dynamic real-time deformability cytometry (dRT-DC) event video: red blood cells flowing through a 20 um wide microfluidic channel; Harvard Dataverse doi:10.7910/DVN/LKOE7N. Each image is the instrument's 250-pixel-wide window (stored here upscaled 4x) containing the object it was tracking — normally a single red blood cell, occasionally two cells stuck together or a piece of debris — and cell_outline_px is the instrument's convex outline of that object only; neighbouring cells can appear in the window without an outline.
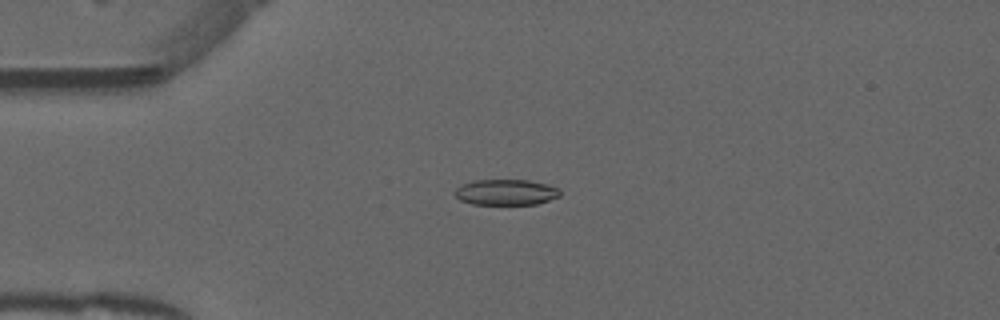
{"species": "common noctule bat (a hibernating species)", "species_latin": "Nyctalus noctula", "temperature_condition": "warm", "stored_images_in_passage": 52, "camera_frame_rate_fps": 3000, "um_per_image_px": 0.085, "animal": {"sex": "male", "forearm_length_mm": 52.5}, "frame": {"image": 1, "passage_image": 13, "time_ms": 4.0, "image_size_px": [1000, 320], "cell_outline_px": [[560, 196], [536, 204], [472, 204], [460, 200], [452, 192], [460, 184], [472, 180], [528, 180], [560, 188]], "centroid_in_image_um": [42.95, 16.33], "position_along_channel_um": 42.0, "area_um2": 15.84}}
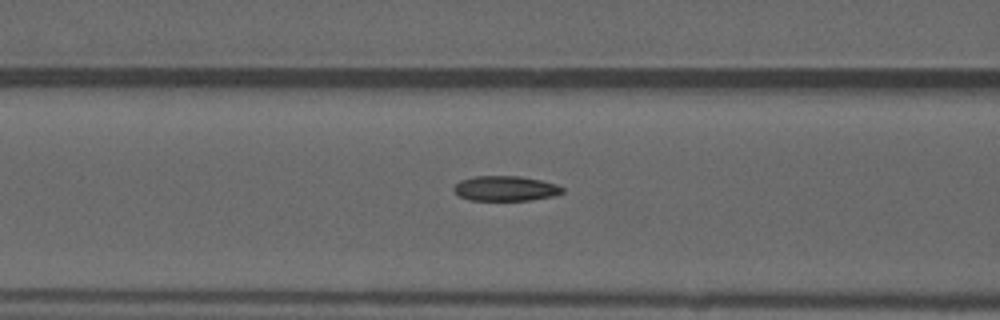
{"frame": {"image": 2, "passage_image": 21, "time_ms": 6.667, "image_size_px": [1000, 320], "cell_outline_px": [[564, 192], [552, 196], [528, 200], [468, 200], [460, 196], [452, 188], [460, 180], [472, 176], [520, 176], [540, 180], [556, 184], [564, 188]], "centroid_in_image_um": [42.95, 16.01], "position_along_channel_um": 123.7, "area_um2": 15.78}}
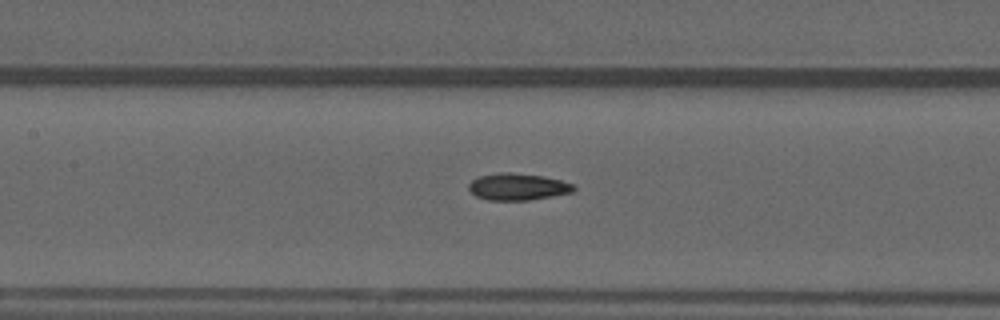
{"frame": {"image": 3, "passage_image": 24, "time_ms": 7.667, "image_size_px": [1000, 320], "cell_outline_px": [[576, 188], [572, 192], [552, 196], [528, 200], [488, 200], [476, 196], [468, 188], [468, 184], [472, 180], [480, 176], [500, 172], [512, 172], [544, 176], [576, 184]], "centroid_in_image_um": [44.03, 15.87], "position_along_channel_um": 163.4, "area_um2": 16.47}, "authors_computed_cell_mechanics": {"area_um2": 16.1551, "velocity_mm_per_s": 3.9628, "shape_relaxation_time_tau1_ms": null, "shape_relaxation_time_tau2_ms": 2.7215, "deformation_change_tau1": null, "deformation_change_tau2": 0.0882}}